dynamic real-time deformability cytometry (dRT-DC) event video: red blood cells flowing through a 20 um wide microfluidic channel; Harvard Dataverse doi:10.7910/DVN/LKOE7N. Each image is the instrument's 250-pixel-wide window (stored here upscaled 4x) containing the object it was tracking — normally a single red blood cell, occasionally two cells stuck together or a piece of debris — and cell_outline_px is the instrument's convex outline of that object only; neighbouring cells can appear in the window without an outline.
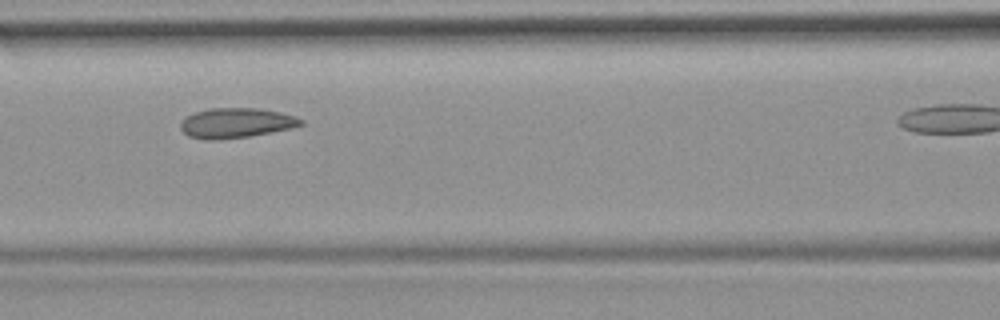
{"species": "common noctule bat (a hibernating species)", "species_latin": "Nyctalus noctula", "temperature_condition": "room temperature", "stored_images_in_passage": 10, "camera_frame_rate_fps": 3000, "um_per_image_px": 0.085, "animal": {"sex": "female", "body_mass_g": 19.9}, "frame": {"image": 1, "passage_image": 6, "time_ms": 6.667, "image_size_px": [1000, 320], "cell_outline_px": [[304, 124], [292, 128], [248, 136], [208, 140], [188, 136], [180, 128], [180, 124], [188, 116], [196, 112], [208, 108], [256, 108], [280, 112], [296, 116], [304, 120]], "centroid_in_image_um": [20.1, 10.44], "position_along_channel_um": 146.5, "area_um2": 20.75}}
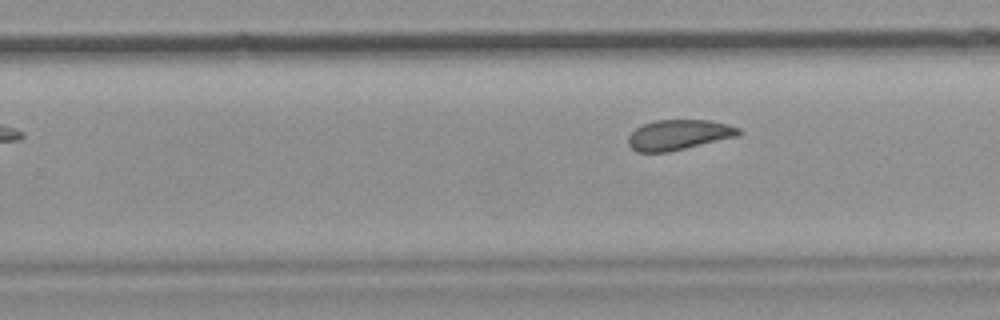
{"frame": {"image": 2, "passage_image": 10, "time_ms": 11.667, "image_size_px": [1000, 320], "cell_outline_px": [[740, 132], [736, 136], [668, 152], [636, 152], [628, 144], [628, 136], [636, 128], [644, 124], [656, 120], [708, 120], [728, 124], [740, 128]], "centroid_in_image_um": [57.65, 11.45], "position_along_channel_um": 272.1, "area_um2": 19.19}}